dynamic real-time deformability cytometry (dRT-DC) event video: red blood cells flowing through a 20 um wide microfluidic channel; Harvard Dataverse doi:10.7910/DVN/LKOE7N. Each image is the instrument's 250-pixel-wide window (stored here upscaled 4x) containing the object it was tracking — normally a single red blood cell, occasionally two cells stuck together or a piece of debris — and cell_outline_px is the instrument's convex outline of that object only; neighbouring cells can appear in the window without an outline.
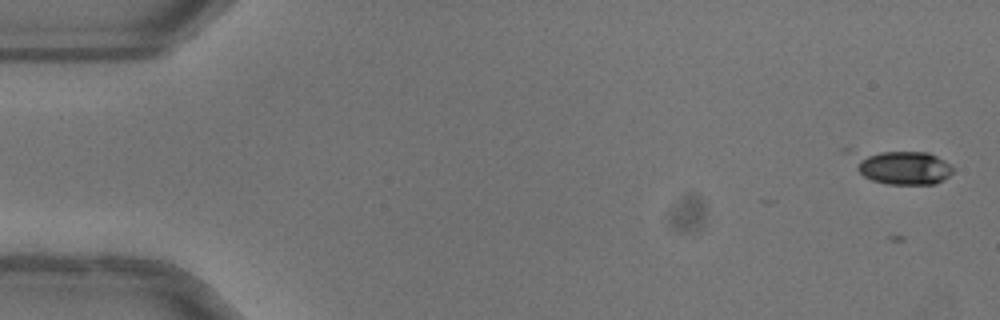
{"species": "common noctule bat (a hibernating species)", "species_latin": "Nyctalus noctula", "temperature_condition": "warm", "stored_images_in_passage": 12, "camera_frame_rate_fps": 3000, "um_per_image_px": 0.085, "animal": {"sex": "female"}, "frame": {"image": 1, "passage_image": 2, "time_ms": 0.333, "image_size_px": [1000, 320], "cell_outline_px": [[952, 172], [944, 180], [936, 184], [888, 184], [872, 180], [864, 176], [856, 168], [840, 148], [848, 148], [928, 152], [944, 160], [952, 168]], "centroid_in_image_um": [76.42, 14.12], "position_along_channel_um": 8.6, "area_um2": 21.27}}